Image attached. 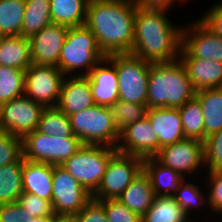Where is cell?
Returning a JSON list of instances; mask_svg holds the SVG:
<instances>
[{
	"label": "cell",
	"instance_id": "obj_32",
	"mask_svg": "<svg viewBox=\"0 0 222 222\" xmlns=\"http://www.w3.org/2000/svg\"><path fill=\"white\" fill-rule=\"evenodd\" d=\"M37 131L57 138L58 136L76 137L73 134L69 116L57 107H47L42 110Z\"/></svg>",
	"mask_w": 222,
	"mask_h": 222
},
{
	"label": "cell",
	"instance_id": "obj_4",
	"mask_svg": "<svg viewBox=\"0 0 222 222\" xmlns=\"http://www.w3.org/2000/svg\"><path fill=\"white\" fill-rule=\"evenodd\" d=\"M104 57L94 34L86 25L70 27L61 49L58 68L65 76H87Z\"/></svg>",
	"mask_w": 222,
	"mask_h": 222
},
{
	"label": "cell",
	"instance_id": "obj_9",
	"mask_svg": "<svg viewBox=\"0 0 222 222\" xmlns=\"http://www.w3.org/2000/svg\"><path fill=\"white\" fill-rule=\"evenodd\" d=\"M143 160L137 156L116 152L108 161L101 182L91 197L99 201L117 199L141 173Z\"/></svg>",
	"mask_w": 222,
	"mask_h": 222
},
{
	"label": "cell",
	"instance_id": "obj_38",
	"mask_svg": "<svg viewBox=\"0 0 222 222\" xmlns=\"http://www.w3.org/2000/svg\"><path fill=\"white\" fill-rule=\"evenodd\" d=\"M17 203L33 217H51L55 214L51 201L31 193L23 192Z\"/></svg>",
	"mask_w": 222,
	"mask_h": 222
},
{
	"label": "cell",
	"instance_id": "obj_28",
	"mask_svg": "<svg viewBox=\"0 0 222 222\" xmlns=\"http://www.w3.org/2000/svg\"><path fill=\"white\" fill-rule=\"evenodd\" d=\"M21 36L30 38L52 23L50 0H25Z\"/></svg>",
	"mask_w": 222,
	"mask_h": 222
},
{
	"label": "cell",
	"instance_id": "obj_16",
	"mask_svg": "<svg viewBox=\"0 0 222 222\" xmlns=\"http://www.w3.org/2000/svg\"><path fill=\"white\" fill-rule=\"evenodd\" d=\"M69 27L51 23L29 38L33 64L58 67L61 49Z\"/></svg>",
	"mask_w": 222,
	"mask_h": 222
},
{
	"label": "cell",
	"instance_id": "obj_43",
	"mask_svg": "<svg viewBox=\"0 0 222 222\" xmlns=\"http://www.w3.org/2000/svg\"><path fill=\"white\" fill-rule=\"evenodd\" d=\"M198 19L213 33L222 37V0L210 6Z\"/></svg>",
	"mask_w": 222,
	"mask_h": 222
},
{
	"label": "cell",
	"instance_id": "obj_6",
	"mask_svg": "<svg viewBox=\"0 0 222 222\" xmlns=\"http://www.w3.org/2000/svg\"><path fill=\"white\" fill-rule=\"evenodd\" d=\"M116 67L119 101L147 105L148 77L152 62L131 53L110 54Z\"/></svg>",
	"mask_w": 222,
	"mask_h": 222
},
{
	"label": "cell",
	"instance_id": "obj_2",
	"mask_svg": "<svg viewBox=\"0 0 222 222\" xmlns=\"http://www.w3.org/2000/svg\"><path fill=\"white\" fill-rule=\"evenodd\" d=\"M167 13L136 8L132 55L152 63L179 59L182 27Z\"/></svg>",
	"mask_w": 222,
	"mask_h": 222
},
{
	"label": "cell",
	"instance_id": "obj_18",
	"mask_svg": "<svg viewBox=\"0 0 222 222\" xmlns=\"http://www.w3.org/2000/svg\"><path fill=\"white\" fill-rule=\"evenodd\" d=\"M88 76H65L61 85L58 109L68 116L94 105Z\"/></svg>",
	"mask_w": 222,
	"mask_h": 222
},
{
	"label": "cell",
	"instance_id": "obj_8",
	"mask_svg": "<svg viewBox=\"0 0 222 222\" xmlns=\"http://www.w3.org/2000/svg\"><path fill=\"white\" fill-rule=\"evenodd\" d=\"M83 146L77 137H55L35 130L22 138L23 159L61 166Z\"/></svg>",
	"mask_w": 222,
	"mask_h": 222
},
{
	"label": "cell",
	"instance_id": "obj_46",
	"mask_svg": "<svg viewBox=\"0 0 222 222\" xmlns=\"http://www.w3.org/2000/svg\"><path fill=\"white\" fill-rule=\"evenodd\" d=\"M51 217H31L28 222H50Z\"/></svg>",
	"mask_w": 222,
	"mask_h": 222
},
{
	"label": "cell",
	"instance_id": "obj_34",
	"mask_svg": "<svg viewBox=\"0 0 222 222\" xmlns=\"http://www.w3.org/2000/svg\"><path fill=\"white\" fill-rule=\"evenodd\" d=\"M25 71L0 65V105L24 95Z\"/></svg>",
	"mask_w": 222,
	"mask_h": 222
},
{
	"label": "cell",
	"instance_id": "obj_26",
	"mask_svg": "<svg viewBox=\"0 0 222 222\" xmlns=\"http://www.w3.org/2000/svg\"><path fill=\"white\" fill-rule=\"evenodd\" d=\"M87 0H50L52 23L67 27L85 25Z\"/></svg>",
	"mask_w": 222,
	"mask_h": 222
},
{
	"label": "cell",
	"instance_id": "obj_11",
	"mask_svg": "<svg viewBox=\"0 0 222 222\" xmlns=\"http://www.w3.org/2000/svg\"><path fill=\"white\" fill-rule=\"evenodd\" d=\"M154 158L164 166L179 172L185 178H191L192 175L201 174L202 170H206L204 168V142L197 139L185 138L164 146L159 149ZM199 169L201 172H198Z\"/></svg>",
	"mask_w": 222,
	"mask_h": 222
},
{
	"label": "cell",
	"instance_id": "obj_14",
	"mask_svg": "<svg viewBox=\"0 0 222 222\" xmlns=\"http://www.w3.org/2000/svg\"><path fill=\"white\" fill-rule=\"evenodd\" d=\"M91 194L61 166L53 165L52 206L55 214L75 215L91 199Z\"/></svg>",
	"mask_w": 222,
	"mask_h": 222
},
{
	"label": "cell",
	"instance_id": "obj_40",
	"mask_svg": "<svg viewBox=\"0 0 222 222\" xmlns=\"http://www.w3.org/2000/svg\"><path fill=\"white\" fill-rule=\"evenodd\" d=\"M104 205L108 222H141V217L117 199L100 201Z\"/></svg>",
	"mask_w": 222,
	"mask_h": 222
},
{
	"label": "cell",
	"instance_id": "obj_39",
	"mask_svg": "<svg viewBox=\"0 0 222 222\" xmlns=\"http://www.w3.org/2000/svg\"><path fill=\"white\" fill-rule=\"evenodd\" d=\"M209 179L207 191L208 208L212 215L222 214V170H211L205 173Z\"/></svg>",
	"mask_w": 222,
	"mask_h": 222
},
{
	"label": "cell",
	"instance_id": "obj_30",
	"mask_svg": "<svg viewBox=\"0 0 222 222\" xmlns=\"http://www.w3.org/2000/svg\"><path fill=\"white\" fill-rule=\"evenodd\" d=\"M25 0H0V36H19L25 13Z\"/></svg>",
	"mask_w": 222,
	"mask_h": 222
},
{
	"label": "cell",
	"instance_id": "obj_15",
	"mask_svg": "<svg viewBox=\"0 0 222 222\" xmlns=\"http://www.w3.org/2000/svg\"><path fill=\"white\" fill-rule=\"evenodd\" d=\"M116 150L142 159L154 157L158 153V138L146 116L120 131Z\"/></svg>",
	"mask_w": 222,
	"mask_h": 222
},
{
	"label": "cell",
	"instance_id": "obj_47",
	"mask_svg": "<svg viewBox=\"0 0 222 222\" xmlns=\"http://www.w3.org/2000/svg\"><path fill=\"white\" fill-rule=\"evenodd\" d=\"M88 2H91V1H104V0H87Z\"/></svg>",
	"mask_w": 222,
	"mask_h": 222
},
{
	"label": "cell",
	"instance_id": "obj_35",
	"mask_svg": "<svg viewBox=\"0 0 222 222\" xmlns=\"http://www.w3.org/2000/svg\"><path fill=\"white\" fill-rule=\"evenodd\" d=\"M108 108L119 132L126 126L143 119L147 112V105L125 101H117Z\"/></svg>",
	"mask_w": 222,
	"mask_h": 222
},
{
	"label": "cell",
	"instance_id": "obj_24",
	"mask_svg": "<svg viewBox=\"0 0 222 222\" xmlns=\"http://www.w3.org/2000/svg\"><path fill=\"white\" fill-rule=\"evenodd\" d=\"M32 64L29 38L0 36V65L26 71Z\"/></svg>",
	"mask_w": 222,
	"mask_h": 222
},
{
	"label": "cell",
	"instance_id": "obj_3",
	"mask_svg": "<svg viewBox=\"0 0 222 222\" xmlns=\"http://www.w3.org/2000/svg\"><path fill=\"white\" fill-rule=\"evenodd\" d=\"M196 90L180 59L151 63L147 109L179 108L195 97Z\"/></svg>",
	"mask_w": 222,
	"mask_h": 222
},
{
	"label": "cell",
	"instance_id": "obj_1",
	"mask_svg": "<svg viewBox=\"0 0 222 222\" xmlns=\"http://www.w3.org/2000/svg\"><path fill=\"white\" fill-rule=\"evenodd\" d=\"M136 8L132 0L88 2L85 25L105 56L131 53Z\"/></svg>",
	"mask_w": 222,
	"mask_h": 222
},
{
	"label": "cell",
	"instance_id": "obj_42",
	"mask_svg": "<svg viewBox=\"0 0 222 222\" xmlns=\"http://www.w3.org/2000/svg\"><path fill=\"white\" fill-rule=\"evenodd\" d=\"M31 217L17 202L0 204V222H28Z\"/></svg>",
	"mask_w": 222,
	"mask_h": 222
},
{
	"label": "cell",
	"instance_id": "obj_33",
	"mask_svg": "<svg viewBox=\"0 0 222 222\" xmlns=\"http://www.w3.org/2000/svg\"><path fill=\"white\" fill-rule=\"evenodd\" d=\"M186 180H188V178L183 180L179 189L173 195V198L177 201L185 213L195 222V218L191 217V213L194 211V208L196 210H202L204 206L206 207V205H208L207 195L203 193L204 191H202V187H198L199 185L195 182L191 183Z\"/></svg>",
	"mask_w": 222,
	"mask_h": 222
},
{
	"label": "cell",
	"instance_id": "obj_22",
	"mask_svg": "<svg viewBox=\"0 0 222 222\" xmlns=\"http://www.w3.org/2000/svg\"><path fill=\"white\" fill-rule=\"evenodd\" d=\"M143 170L150 178L155 196H173L185 179L179 172L164 166L154 157L143 160Z\"/></svg>",
	"mask_w": 222,
	"mask_h": 222
},
{
	"label": "cell",
	"instance_id": "obj_29",
	"mask_svg": "<svg viewBox=\"0 0 222 222\" xmlns=\"http://www.w3.org/2000/svg\"><path fill=\"white\" fill-rule=\"evenodd\" d=\"M23 157L16 162L0 167V204L17 202L23 193Z\"/></svg>",
	"mask_w": 222,
	"mask_h": 222
},
{
	"label": "cell",
	"instance_id": "obj_37",
	"mask_svg": "<svg viewBox=\"0 0 222 222\" xmlns=\"http://www.w3.org/2000/svg\"><path fill=\"white\" fill-rule=\"evenodd\" d=\"M204 164L206 171L222 170V130L204 141Z\"/></svg>",
	"mask_w": 222,
	"mask_h": 222
},
{
	"label": "cell",
	"instance_id": "obj_13",
	"mask_svg": "<svg viewBox=\"0 0 222 222\" xmlns=\"http://www.w3.org/2000/svg\"><path fill=\"white\" fill-rule=\"evenodd\" d=\"M44 107L26 95L14 98L0 105V130L23 138L38 128Z\"/></svg>",
	"mask_w": 222,
	"mask_h": 222
},
{
	"label": "cell",
	"instance_id": "obj_17",
	"mask_svg": "<svg viewBox=\"0 0 222 222\" xmlns=\"http://www.w3.org/2000/svg\"><path fill=\"white\" fill-rule=\"evenodd\" d=\"M94 103L109 107L119 101V84L113 61L105 56L87 75Z\"/></svg>",
	"mask_w": 222,
	"mask_h": 222
},
{
	"label": "cell",
	"instance_id": "obj_7",
	"mask_svg": "<svg viewBox=\"0 0 222 222\" xmlns=\"http://www.w3.org/2000/svg\"><path fill=\"white\" fill-rule=\"evenodd\" d=\"M116 148L83 145L61 167L71 174L91 195L97 190L110 158Z\"/></svg>",
	"mask_w": 222,
	"mask_h": 222
},
{
	"label": "cell",
	"instance_id": "obj_20",
	"mask_svg": "<svg viewBox=\"0 0 222 222\" xmlns=\"http://www.w3.org/2000/svg\"><path fill=\"white\" fill-rule=\"evenodd\" d=\"M53 165L23 159V192L52 200Z\"/></svg>",
	"mask_w": 222,
	"mask_h": 222
},
{
	"label": "cell",
	"instance_id": "obj_41",
	"mask_svg": "<svg viewBox=\"0 0 222 222\" xmlns=\"http://www.w3.org/2000/svg\"><path fill=\"white\" fill-rule=\"evenodd\" d=\"M77 222H108L104 205L94 198H91L83 209L75 214Z\"/></svg>",
	"mask_w": 222,
	"mask_h": 222
},
{
	"label": "cell",
	"instance_id": "obj_45",
	"mask_svg": "<svg viewBox=\"0 0 222 222\" xmlns=\"http://www.w3.org/2000/svg\"><path fill=\"white\" fill-rule=\"evenodd\" d=\"M50 222H77L75 215L54 214L51 216Z\"/></svg>",
	"mask_w": 222,
	"mask_h": 222
},
{
	"label": "cell",
	"instance_id": "obj_44",
	"mask_svg": "<svg viewBox=\"0 0 222 222\" xmlns=\"http://www.w3.org/2000/svg\"><path fill=\"white\" fill-rule=\"evenodd\" d=\"M137 8L146 10L166 11L170 10L176 2L179 4L182 0H132Z\"/></svg>",
	"mask_w": 222,
	"mask_h": 222
},
{
	"label": "cell",
	"instance_id": "obj_19",
	"mask_svg": "<svg viewBox=\"0 0 222 222\" xmlns=\"http://www.w3.org/2000/svg\"><path fill=\"white\" fill-rule=\"evenodd\" d=\"M146 117L157 135L159 149L185 139L178 108H150Z\"/></svg>",
	"mask_w": 222,
	"mask_h": 222
},
{
	"label": "cell",
	"instance_id": "obj_31",
	"mask_svg": "<svg viewBox=\"0 0 222 222\" xmlns=\"http://www.w3.org/2000/svg\"><path fill=\"white\" fill-rule=\"evenodd\" d=\"M178 109L185 138L204 142V117L199 100L194 97Z\"/></svg>",
	"mask_w": 222,
	"mask_h": 222
},
{
	"label": "cell",
	"instance_id": "obj_23",
	"mask_svg": "<svg viewBox=\"0 0 222 222\" xmlns=\"http://www.w3.org/2000/svg\"><path fill=\"white\" fill-rule=\"evenodd\" d=\"M154 198L150 178L142 170L117 200L142 217L151 207Z\"/></svg>",
	"mask_w": 222,
	"mask_h": 222
},
{
	"label": "cell",
	"instance_id": "obj_10",
	"mask_svg": "<svg viewBox=\"0 0 222 222\" xmlns=\"http://www.w3.org/2000/svg\"><path fill=\"white\" fill-rule=\"evenodd\" d=\"M65 75L56 66L31 64L24 75V95L44 108L56 107Z\"/></svg>",
	"mask_w": 222,
	"mask_h": 222
},
{
	"label": "cell",
	"instance_id": "obj_27",
	"mask_svg": "<svg viewBox=\"0 0 222 222\" xmlns=\"http://www.w3.org/2000/svg\"><path fill=\"white\" fill-rule=\"evenodd\" d=\"M141 222H194L173 196H155Z\"/></svg>",
	"mask_w": 222,
	"mask_h": 222
},
{
	"label": "cell",
	"instance_id": "obj_36",
	"mask_svg": "<svg viewBox=\"0 0 222 222\" xmlns=\"http://www.w3.org/2000/svg\"><path fill=\"white\" fill-rule=\"evenodd\" d=\"M22 156V138L0 130V167L16 162Z\"/></svg>",
	"mask_w": 222,
	"mask_h": 222
},
{
	"label": "cell",
	"instance_id": "obj_5",
	"mask_svg": "<svg viewBox=\"0 0 222 222\" xmlns=\"http://www.w3.org/2000/svg\"><path fill=\"white\" fill-rule=\"evenodd\" d=\"M70 125L73 134L83 145H102L116 148L120 132L113 122L108 107L97 104L70 114Z\"/></svg>",
	"mask_w": 222,
	"mask_h": 222
},
{
	"label": "cell",
	"instance_id": "obj_25",
	"mask_svg": "<svg viewBox=\"0 0 222 222\" xmlns=\"http://www.w3.org/2000/svg\"><path fill=\"white\" fill-rule=\"evenodd\" d=\"M204 117V141L222 130V88H206L196 91Z\"/></svg>",
	"mask_w": 222,
	"mask_h": 222
},
{
	"label": "cell",
	"instance_id": "obj_12",
	"mask_svg": "<svg viewBox=\"0 0 222 222\" xmlns=\"http://www.w3.org/2000/svg\"><path fill=\"white\" fill-rule=\"evenodd\" d=\"M179 58H200L222 63V37L199 19L182 26Z\"/></svg>",
	"mask_w": 222,
	"mask_h": 222
},
{
	"label": "cell",
	"instance_id": "obj_21",
	"mask_svg": "<svg viewBox=\"0 0 222 222\" xmlns=\"http://www.w3.org/2000/svg\"><path fill=\"white\" fill-rule=\"evenodd\" d=\"M196 91L222 88V63L200 58H179Z\"/></svg>",
	"mask_w": 222,
	"mask_h": 222
}]
</instances>
